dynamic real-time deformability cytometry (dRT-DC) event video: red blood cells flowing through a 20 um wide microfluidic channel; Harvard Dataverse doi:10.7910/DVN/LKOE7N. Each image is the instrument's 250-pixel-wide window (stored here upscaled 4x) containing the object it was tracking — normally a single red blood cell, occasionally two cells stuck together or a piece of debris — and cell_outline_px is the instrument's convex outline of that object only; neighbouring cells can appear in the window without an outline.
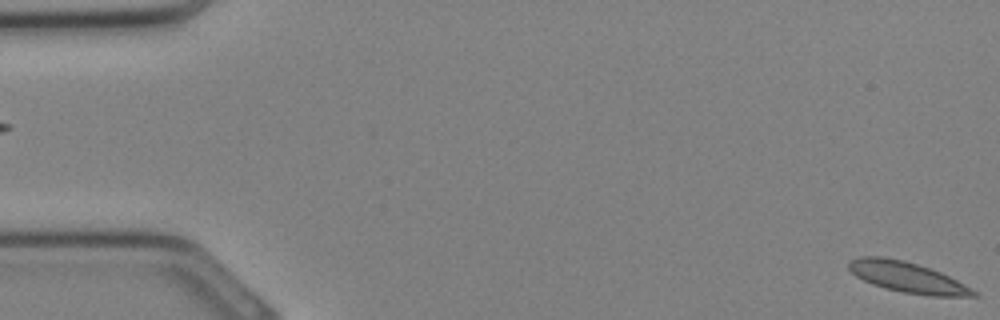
{"species": "Egyptian fruit bat (a non-hibernating species)", "species_latin": "Rousettus aegyptiacus", "temperature_condition": "cold", "stored_images_in_passage": 34, "camera_frame_rate_fps": 3000, "um_per_image_px": 0.085, "animal": {"sex": "female"}, "frame": {"image": 1, "passage_image": 1, "time_ms": 0.0, "image_size_px": [1000, 320], "cell_outline_px": [[980, 296], [932, 296], [904, 292], [884, 288], [872, 284], [856, 276], [848, 268], [848, 260], [860, 256], [884, 256], [904, 260], [932, 268], [964, 284], [976, 292]], "centroid_in_image_um": [77.08, 23.54], "position_along_channel_um": 7.9, "area_um2": 22.2}}
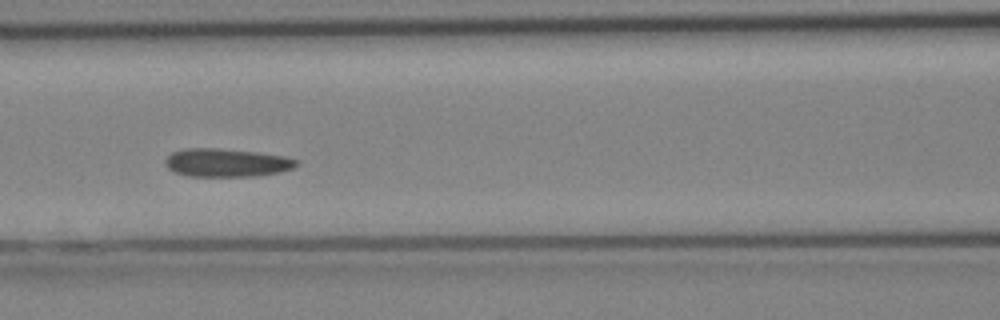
{"frame": {"image": 2, "passage_image": 15, "time_ms": 4.667, "image_size_px": [1000, 320], "cell_outline_px": [[300, 164], [292, 168], [280, 172], [260, 176], [188, 176], [176, 172], [168, 168], [164, 164], [164, 160], [172, 152], [184, 148], [220, 148], [256, 152], [284, 156], [300, 160]], "centroid_in_image_um": [19.28, 13.82], "position_along_channel_um": 147.3, "area_um2": 21.79}}
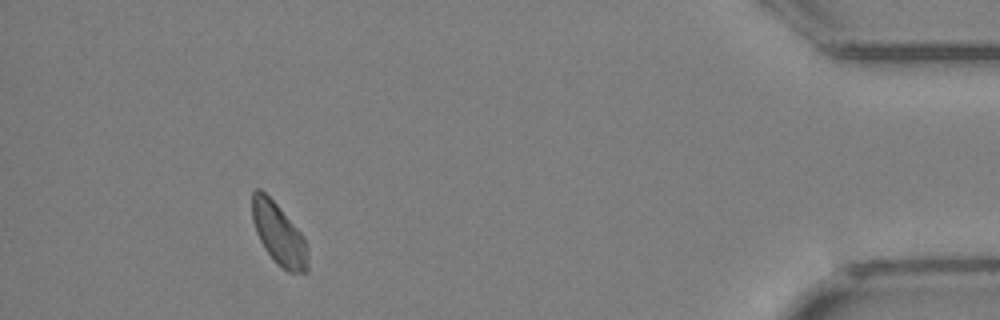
{"frame": {"image": 3, "passage_image": 31, "time_ms": 10.0, "image_size_px": [1000, 320], "cell_outline_px": [[308, 272], [288, 272], [276, 264], [264, 248], [256, 232], [252, 220], [252, 192], [256, 188], [260, 188], [280, 208], [304, 236], [308, 248]], "centroid_in_image_um": [23.71, 19.91], "position_along_channel_um": 411.5, "area_um2": 20.11}}